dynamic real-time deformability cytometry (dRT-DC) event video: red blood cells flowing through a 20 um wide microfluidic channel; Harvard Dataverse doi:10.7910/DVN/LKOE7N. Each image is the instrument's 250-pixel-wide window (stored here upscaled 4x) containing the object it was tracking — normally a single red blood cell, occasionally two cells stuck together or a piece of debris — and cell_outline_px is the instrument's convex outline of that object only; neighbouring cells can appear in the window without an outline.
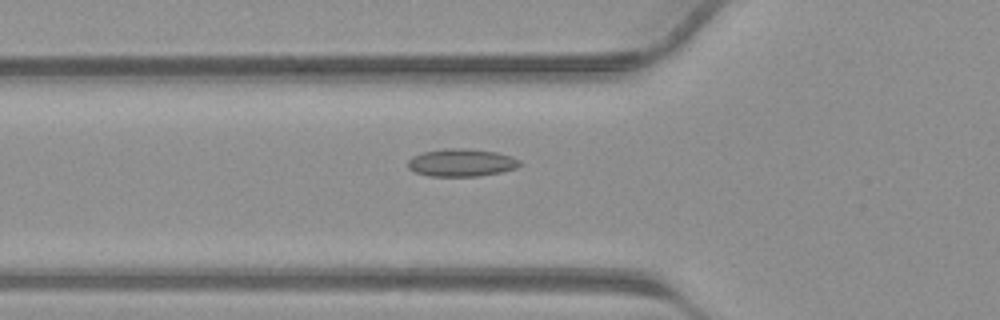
{"species": "common noctule bat (a hibernating species)", "species_latin": "Nyctalus noctula", "temperature_condition": "warm", "stored_images_in_passage": 36, "camera_frame_rate_fps": 3000, "um_per_image_px": 0.085, "animal": {"sex": "male", "body_mass_g": 23.1, "forearm_length_mm": 52.7}, "frame": {"image": 1, "passage_image": 14, "time_ms": 4.333, "image_size_px": [1000, 320], "cell_outline_px": [[524, 164], [516, 168], [500, 172], [480, 176], [428, 176], [416, 172], [408, 168], [408, 160], [412, 156], [424, 152], [448, 148], [468, 148], [496, 152], [512, 156], [520, 160]], "centroid_in_image_um": [39.25, 13.82], "position_along_channel_um": 86.5, "area_um2": 18.15}}
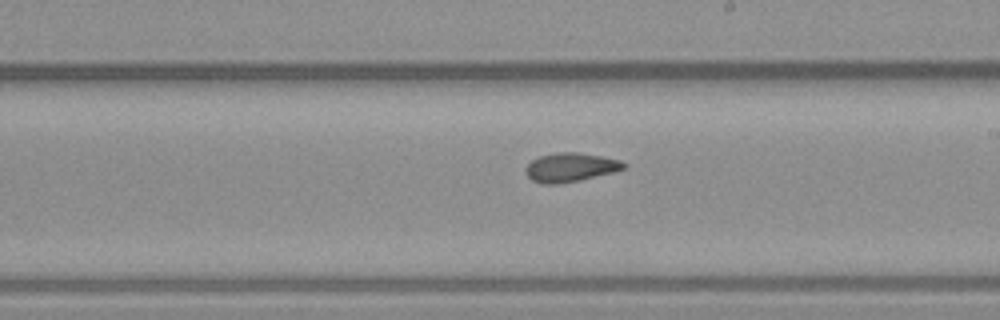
{"frame": {"image": 2, "passage_image": 23, "time_ms": 7.333, "image_size_px": [1000, 320], "cell_outline_px": [[628, 164], [624, 168], [612, 172], [580, 180], [560, 184], [544, 184], [532, 180], [524, 172], [524, 168], [532, 160], [540, 156], [560, 152], [580, 152], [620, 160]], "centroid_in_image_um": [48.46, 14.22], "position_along_channel_um": 240.5, "area_um2": 16.47}}
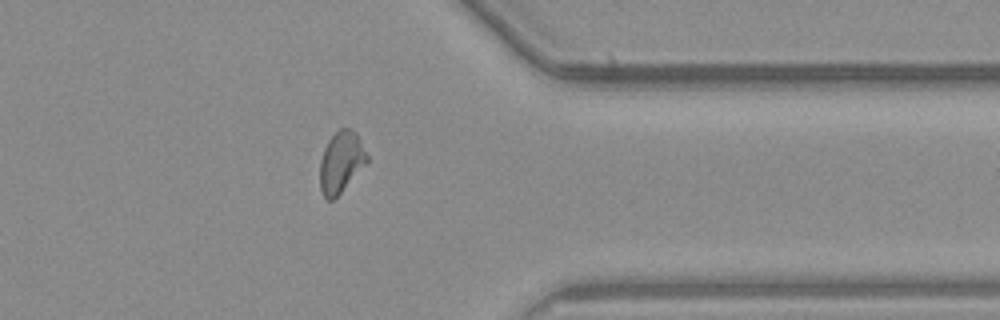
{"frame": {"image": 3, "passage_image": 32, "time_ms": 10.333, "image_size_px": [1000, 320], "cell_outline_px": [[368, 160], [340, 192], [332, 200], [328, 200], [324, 196], [320, 188], [320, 160], [324, 148], [328, 140], [340, 128], [348, 128], [356, 132], [368, 156]], "centroid_in_image_um": [28.97, 13.74], "position_along_channel_um": 382.4, "area_um2": 16.36}}